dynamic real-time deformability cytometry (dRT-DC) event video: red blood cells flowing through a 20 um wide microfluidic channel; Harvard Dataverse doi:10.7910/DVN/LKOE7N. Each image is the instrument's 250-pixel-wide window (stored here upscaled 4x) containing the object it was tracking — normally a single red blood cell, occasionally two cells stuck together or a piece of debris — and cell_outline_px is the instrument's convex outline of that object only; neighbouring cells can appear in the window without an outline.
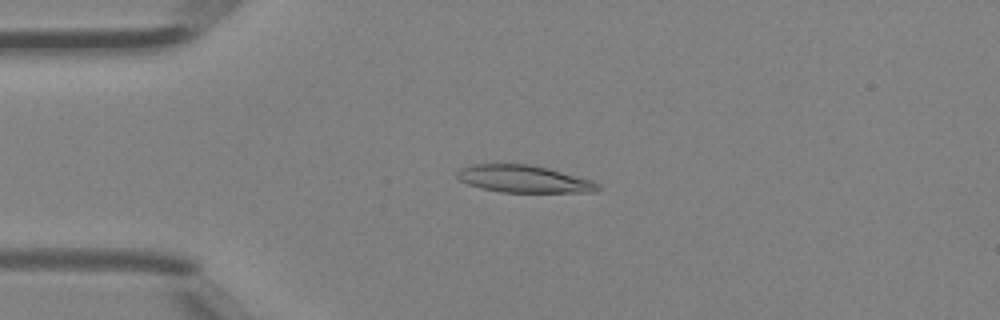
{"species": "Egyptian fruit bat (a non-hibernating species)", "species_latin": "Rousettus aegyptiacus", "temperature_condition": "room temperature", "stored_images_in_passage": 43, "camera_frame_rate_fps": 3000, "um_per_image_px": 0.085, "animal": {"sex": "female"}, "frame": {"image": 1, "passage_image": 8, "time_ms": 2.333, "image_size_px": [1000, 320], "cell_outline_px": [[600, 188], [596, 192], [500, 192], [480, 188], [468, 184], [460, 180], [456, 176], [456, 172], [460, 168], [472, 164], [532, 164], [548, 168], [592, 180], [600, 184]], "centroid_in_image_um": [44.51, 15.21], "position_along_channel_um": 40.5, "area_um2": 22.48}}
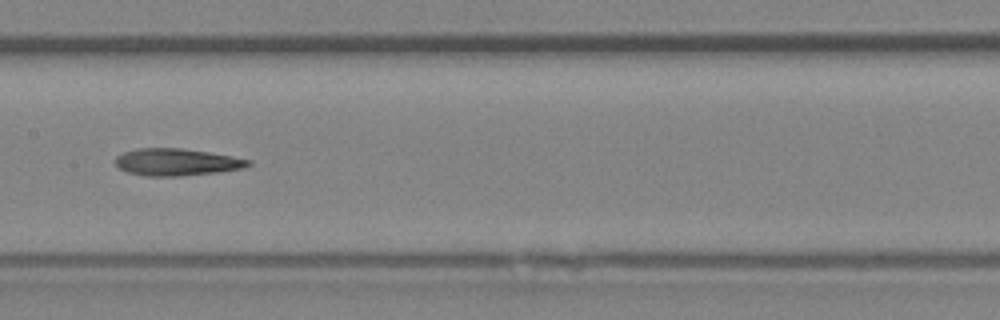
{"frame": {"image": 2, "passage_image": 20, "time_ms": 6.333, "image_size_px": [1000, 320], "cell_outline_px": [[252, 164], [240, 168], [216, 172], [180, 176], [148, 176], [128, 172], [120, 168], [116, 164], [116, 156], [124, 152], [136, 148], [180, 148], [208, 152], [252, 160]], "centroid_in_image_um": [14.99, 13.77], "position_along_channel_um": 192.4, "area_um2": 20.69}}
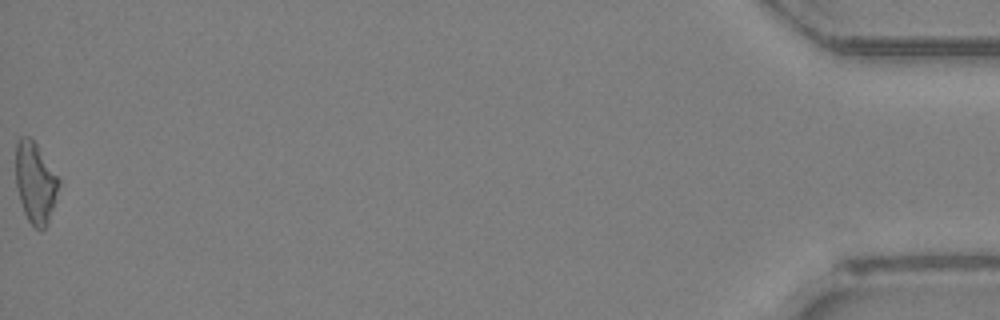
{"frame": {"image": 3, "passage_image": 43, "time_ms": 14.0, "image_size_px": [1000, 320], "cell_outline_px": [[60, 184], [48, 224], [40, 232], [28, 220], [24, 212], [16, 188], [16, 144], [20, 136], [28, 136], [36, 144], [60, 176]], "centroid_in_image_um": [3.02, 15.52], "position_along_channel_um": 432.2, "area_um2": 20.52}, "authors_computed_cell_mechanics": {"area_um2": 21.0392, "velocity_mm_per_s": 4.4712, "shape_relaxation_time_tau1_ms": null, "shape_relaxation_time_tau2_ms": 5.1519, "deformation_change_tau1": null, "deformation_change_tau2": 0.1785}}